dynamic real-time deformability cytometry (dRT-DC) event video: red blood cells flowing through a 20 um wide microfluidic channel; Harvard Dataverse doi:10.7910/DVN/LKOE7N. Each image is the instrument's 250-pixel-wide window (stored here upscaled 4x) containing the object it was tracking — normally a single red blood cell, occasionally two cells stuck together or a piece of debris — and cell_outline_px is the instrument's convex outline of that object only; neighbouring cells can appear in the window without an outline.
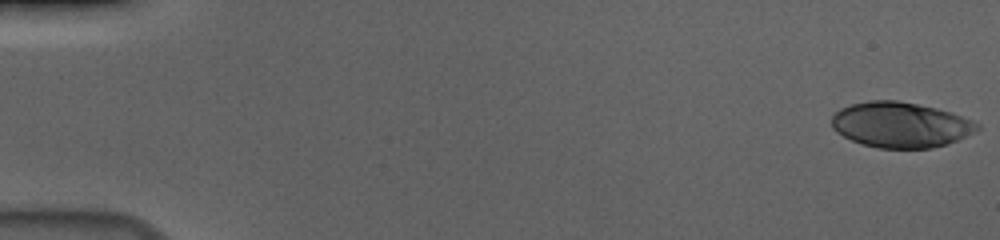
{"species": "human", "species_latin": "Homo sapiens", "temperature_condition": "cold", "stored_images_in_passage": 56, "camera_frame_rate_fps": 3000, "um_per_image_px": 0.085, "donor": {"sex": "male"}, "frame": {"image": 1, "passage_image": 1, "time_ms": 0.0, "image_size_px": [1000, 240], "cell_outline_px": [[980, 128], [948, 144], [932, 148], [880, 148], [864, 144], [852, 140], [836, 132], [832, 128], [832, 116], [840, 108], [852, 104], [868, 100], [896, 100], [936, 108], [952, 112], [972, 120], [980, 124]], "centroid_in_image_um": [76.54, 10.6], "position_along_channel_um": 8.5, "area_um2": 38.32}}
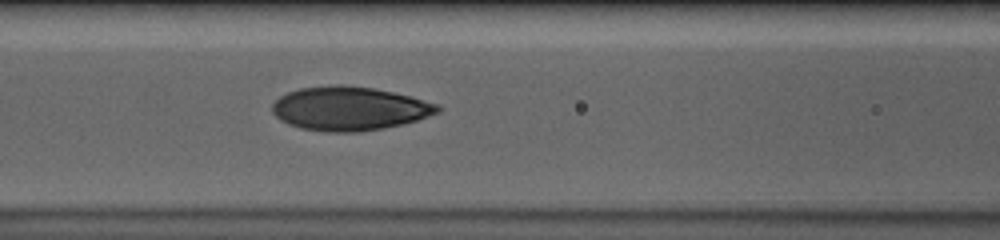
{"frame": {"image": 2, "passage_image": 25, "time_ms": 8.0, "image_size_px": [1000, 240], "cell_outline_px": [[440, 112], [416, 120], [384, 128], [360, 132], [328, 132], [300, 128], [288, 124], [280, 120], [272, 112], [272, 104], [280, 96], [288, 92], [300, 88], [336, 84], [340, 84], [372, 88], [412, 96], [440, 104]], "centroid_in_image_um": [29.7, 9.22], "position_along_channel_um": 136.9, "area_um2": 42.31}}
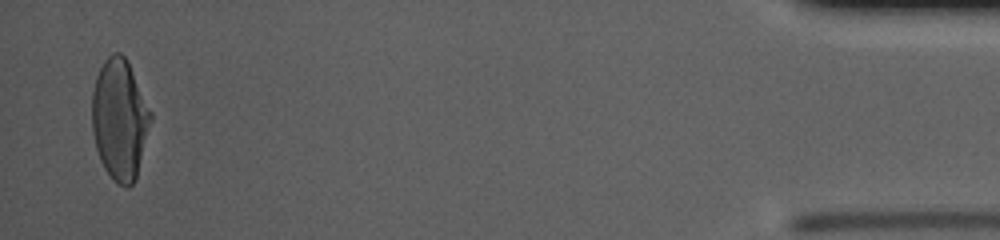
{"frame": {"image": 3, "passage_image": 55, "time_ms": 18.0, "image_size_px": [1000, 240], "cell_outline_px": [[152, 120], [136, 180], [128, 188], [124, 188], [116, 184], [112, 180], [104, 168], [100, 160], [96, 148], [92, 132], [92, 92], [96, 76], [104, 60], [112, 52], [120, 52], [128, 60], [152, 112]], "centroid_in_image_um": [10.18, 10.17], "position_along_channel_um": 425.0, "area_um2": 41.96}, "authors_computed_cell_mechanics": {"area_um2": 40.6623, "velocity_mm_per_s": 3.6998, "shape_relaxation_time_tau1_ms": 5.1641, "shape_relaxation_time_tau2_ms": 0.9246, "deformation_change_tau1": 0.2077, "deformation_change_tau2": 0.0542}}